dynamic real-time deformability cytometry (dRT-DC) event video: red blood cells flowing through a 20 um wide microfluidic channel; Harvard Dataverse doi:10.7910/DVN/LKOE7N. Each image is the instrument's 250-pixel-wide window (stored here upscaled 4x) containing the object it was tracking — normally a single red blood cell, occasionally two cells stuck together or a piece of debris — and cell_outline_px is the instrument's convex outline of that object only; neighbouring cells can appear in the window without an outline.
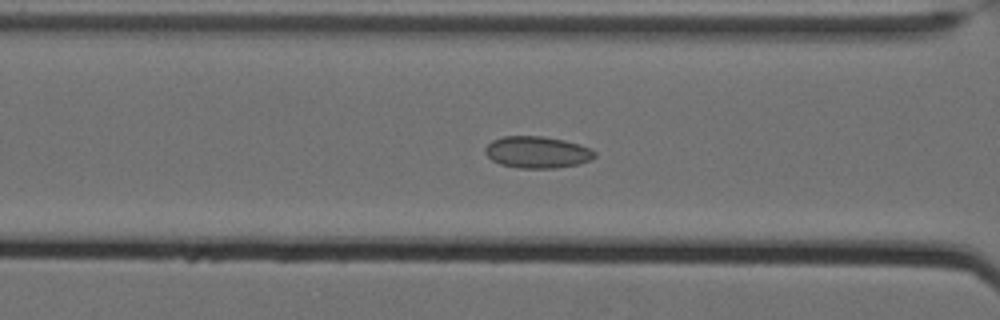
{"species": "Egyptian fruit bat (a non-hibernating species)", "species_latin": "Rousettus aegyptiacus", "temperature_condition": "cold", "stored_images_in_passage": 64, "camera_frame_rate_fps": 3000, "um_per_image_px": 0.085, "animal": {"sex": "female"}, "frame": {"image": 1, "passage_image": 30, "time_ms": 9.667, "image_size_px": [1000, 320], "cell_outline_px": [[596, 156], [592, 160], [580, 164], [556, 168], [520, 168], [500, 164], [492, 160], [484, 152], [484, 148], [492, 140], [504, 136], [544, 136], [564, 140], [588, 148], [596, 152]], "centroid_in_image_um": [45.66, 12.94], "position_along_channel_um": 120.9, "area_um2": 20.29}}
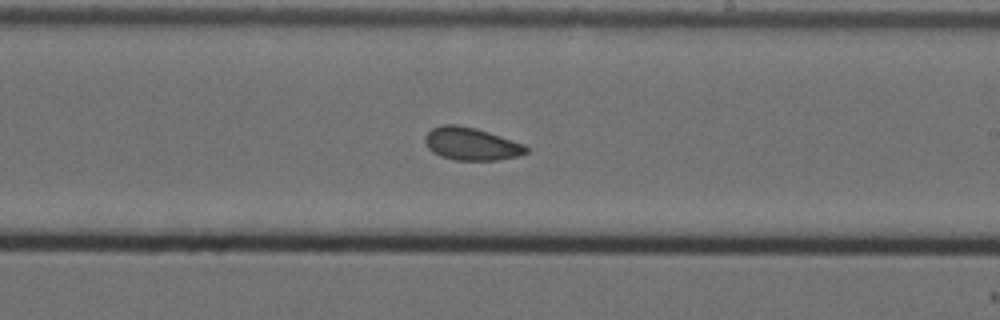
{"frame": {"image": 2, "passage_image": 41, "time_ms": 13.333, "image_size_px": [1000, 320], "cell_outline_px": [[528, 152], [520, 156], [496, 160], [456, 160], [440, 156], [432, 152], [428, 148], [424, 140], [424, 136], [432, 128], [440, 124], [456, 124], [476, 128], [524, 144], [528, 148]], "centroid_in_image_um": [40.04, 12.23], "position_along_channel_um": 249.0, "area_um2": 19.36}}
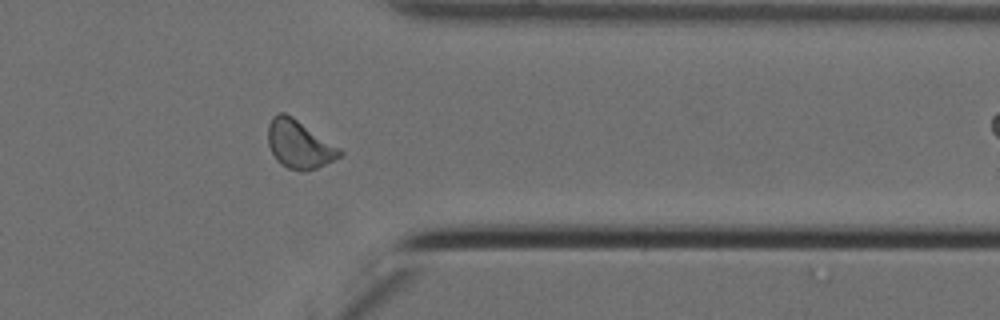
{"frame": {"image": 3, "passage_image": 53, "time_ms": 17.333, "image_size_px": [1000, 320], "cell_outline_px": [[344, 152], [340, 156], [316, 168], [288, 168], [280, 164], [276, 160], [268, 144], [268, 124], [272, 116], [280, 112], [284, 112], [292, 116], [340, 148]], "centroid_in_image_um": [25.4, 12.22], "position_along_channel_um": 386.0, "area_um2": 19.59}, "authors_computed_cell_mechanics": {"area_um2": 19.7387, "velocity_mm_per_s": 3.4913, "shape_relaxation_time_tau1_ms": null, "shape_relaxation_time_tau2_ms": 2.8137, "deformation_change_tau1": null, "deformation_change_tau2": 0.0827}}